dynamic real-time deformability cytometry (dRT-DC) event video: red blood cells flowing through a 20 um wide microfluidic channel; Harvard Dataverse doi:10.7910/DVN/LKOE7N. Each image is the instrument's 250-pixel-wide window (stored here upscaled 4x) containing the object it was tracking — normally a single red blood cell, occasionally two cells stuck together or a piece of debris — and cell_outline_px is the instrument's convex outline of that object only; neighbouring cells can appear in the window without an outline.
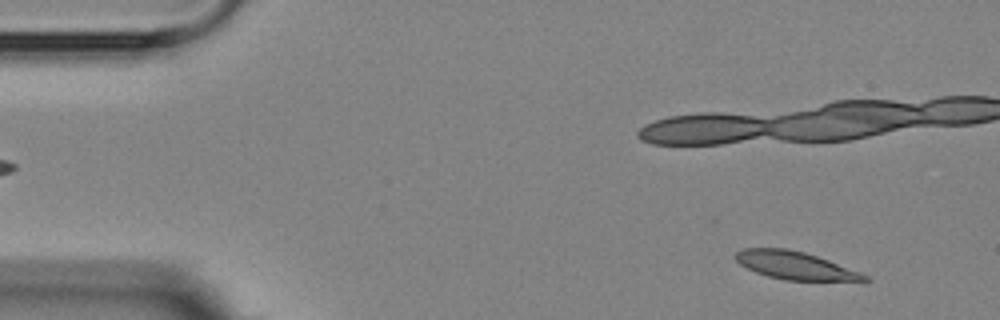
{"species": "Egyptian fruit bat (a non-hibernating species)", "species_latin": "Rousettus aegyptiacus", "temperature_condition": "room temperature", "stored_images_in_passage": 5, "camera_frame_rate_fps": 3000, "um_per_image_px": 0.085, "animal": {"sex": "female"}, "frame": {"image": 1, "passage_image": 1, "time_ms": 0.0, "image_size_px": [1000, 320], "cell_outline_px": [[872, 280], [868, 284], [784, 280], [768, 276], [756, 272], [740, 264], [732, 256], [736, 252], [744, 248], [788, 248], [804, 252], [828, 260], [860, 272], [868, 276]], "centroid_in_image_um": [67.76, 22.63], "position_along_channel_um": 17.2, "area_um2": 21.91}}